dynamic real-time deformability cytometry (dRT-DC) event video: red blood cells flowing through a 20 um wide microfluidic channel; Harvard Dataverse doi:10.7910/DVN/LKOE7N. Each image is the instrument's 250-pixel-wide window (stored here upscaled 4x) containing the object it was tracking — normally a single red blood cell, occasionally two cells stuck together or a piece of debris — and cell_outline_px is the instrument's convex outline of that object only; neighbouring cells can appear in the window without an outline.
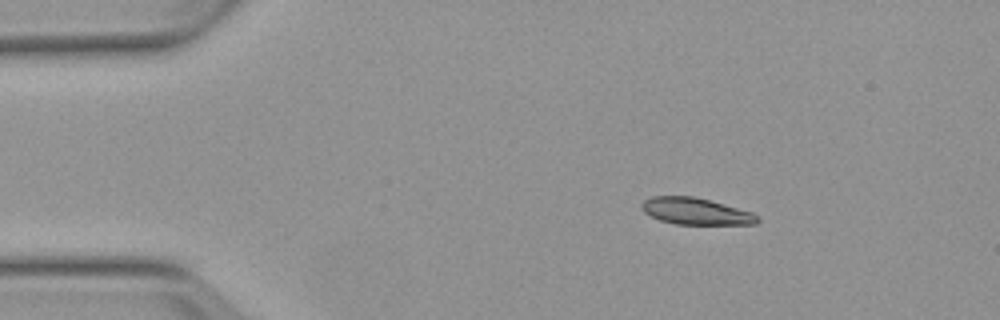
{"species": "Egyptian fruit bat (a non-hibernating species)", "species_latin": "Rousettus aegyptiacus", "temperature_condition": "warm", "stored_images_in_passage": 4, "camera_frame_rate_fps": 3000, "um_per_image_px": 0.085, "animal": {"sex": "female"}, "frame": {"image": 1, "passage_image": 1, "time_ms": 0.0, "image_size_px": [1000, 320], "cell_outline_px": [[760, 220], [756, 224], [676, 224], [660, 220], [644, 212], [640, 208], [640, 204], [644, 200], [652, 196], [692, 196], [708, 200], [752, 212], [760, 216]], "centroid_in_image_um": [59.13, 17.96], "position_along_channel_um": 25.9, "area_um2": 17.92}}
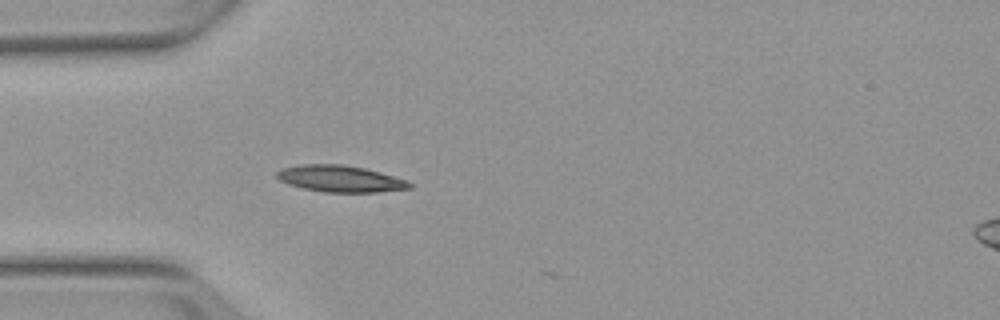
{"frame": {"image": 2, "passage_image": 3, "time_ms": 2.333, "image_size_px": [1000, 320], "cell_outline_px": [[412, 188], [376, 192], [324, 192], [304, 188], [288, 184], [280, 180], [276, 176], [276, 172], [284, 168], [300, 164], [340, 164], [364, 168], [380, 172], [408, 180], [412, 184]], "centroid_in_image_um": [28.94, 15.19], "position_along_channel_um": 56.1, "area_um2": 20.46}}